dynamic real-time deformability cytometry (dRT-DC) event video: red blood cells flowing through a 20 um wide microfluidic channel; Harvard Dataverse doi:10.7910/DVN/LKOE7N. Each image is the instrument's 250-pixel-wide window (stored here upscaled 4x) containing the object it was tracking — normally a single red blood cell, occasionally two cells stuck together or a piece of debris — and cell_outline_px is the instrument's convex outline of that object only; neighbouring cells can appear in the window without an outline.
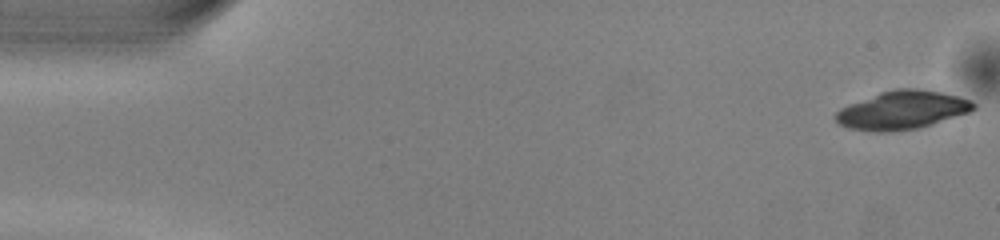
{"species": "common noctule bat (a hibernating species)", "species_latin": "Nyctalus noctula", "temperature_condition": "warm", "stored_images_in_passage": 50, "segment_of_instrument_passage": [1, 2], "camera_frame_rate_fps": 3000, "um_per_image_px": 0.085, "animal": {"sex": "male", "body_mass_g": 13.0, "forearm_length_mm": 53.1}, "frame": {"image": 1, "passage_image": 1, "time_ms": 0.0, "image_size_px": [1000, 240], "cell_outline_px": [[976, 108], [968, 112], [916, 128], [888, 132], [872, 132], [848, 128], [840, 124], [832, 116], [840, 108], [848, 104], [880, 92], [896, 88], [916, 88], [940, 92], [956, 96], [968, 100], [976, 104]], "centroid_in_image_um": [76.6, 9.36], "position_along_channel_um": 8.4, "area_um2": 30.52}}
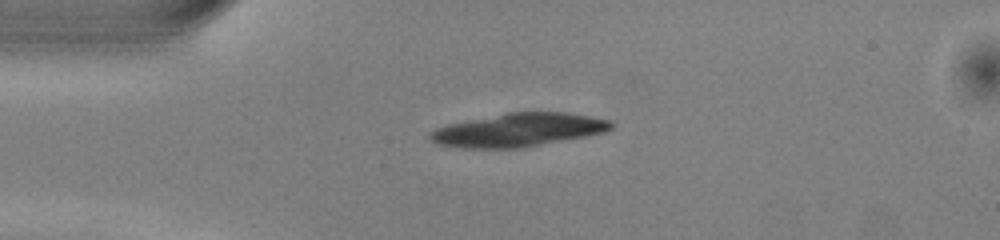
{"frame": {"image": 2, "passage_image": 12, "time_ms": 3.667, "image_size_px": [1000, 240], "cell_outline_px": [[612, 128], [604, 132], [584, 136], [520, 148], [460, 148], [436, 144], [428, 136], [428, 132], [436, 128], [448, 124], [508, 112], [568, 112], [608, 120], [612, 124]], "centroid_in_image_um": [44.0, 11.05], "position_along_channel_um": 41.0, "area_um2": 34.91}}